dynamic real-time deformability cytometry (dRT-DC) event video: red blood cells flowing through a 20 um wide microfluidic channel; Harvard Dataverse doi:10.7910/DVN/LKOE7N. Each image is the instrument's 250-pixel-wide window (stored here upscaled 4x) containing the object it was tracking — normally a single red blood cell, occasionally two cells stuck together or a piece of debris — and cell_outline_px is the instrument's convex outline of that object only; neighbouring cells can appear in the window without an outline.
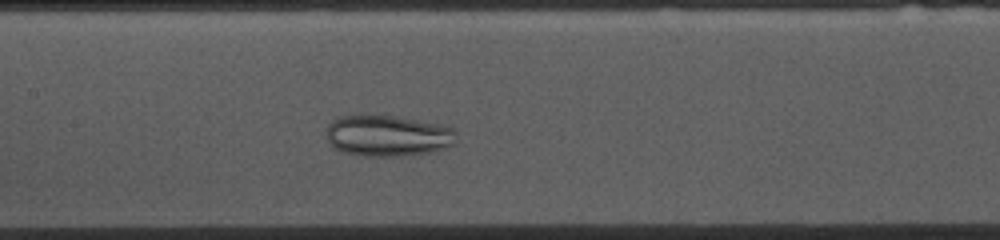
{"species": "common noctule bat (a hibernating species)", "species_latin": "Nyctalus noctula", "temperature_condition": "cold", "stored_images_in_passage": 40, "camera_frame_rate_fps": 3000, "um_per_image_px": 0.085, "animal": {"sex": "female", "body_mass_g": 10.0, "forearm_length_mm": 53.1}, "frame": {"image": 1, "passage_image": 20, "time_ms": 6.333, "image_size_px": [1000, 240], "cell_outline_px": [[456, 144], [436, 152], [404, 156], [360, 156], [344, 152], [336, 148], [328, 140], [328, 124], [332, 120], [340, 116], [396, 116], [436, 124], [452, 128], [456, 132]], "centroid_in_image_um": [33.01, 11.56], "position_along_channel_um": 174.4, "area_um2": 31.1}}
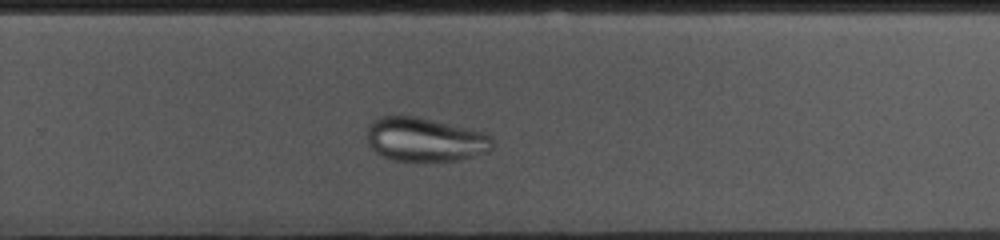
{"frame": {"image": 2, "passage_image": 30, "time_ms": 9.667, "image_size_px": [1000, 240], "cell_outline_px": [[492, 148], [488, 152], [460, 160], [392, 160], [376, 152], [368, 144], [368, 124], [372, 120], [380, 116], [416, 116], [484, 132], [492, 136]], "centroid_in_image_um": [36.12, 11.85], "position_along_channel_um": 293.7, "area_um2": 31.91}}
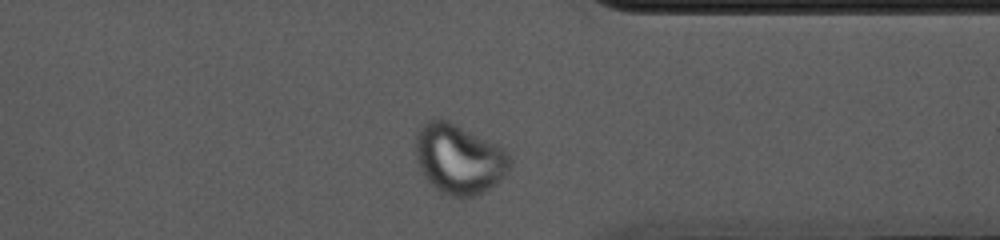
{"frame": {"image": 3, "passage_image": 37, "time_ms": 12.0, "image_size_px": [1000, 240], "cell_outline_px": [[508, 172], [496, 184], [472, 196], [452, 196], [440, 192], [420, 172], [416, 160], [416, 132], [428, 120], [436, 116], [448, 120], [504, 148], [508, 152]], "centroid_in_image_um": [38.97, 13.48], "position_along_channel_um": 372.4, "area_um2": 38.09}}